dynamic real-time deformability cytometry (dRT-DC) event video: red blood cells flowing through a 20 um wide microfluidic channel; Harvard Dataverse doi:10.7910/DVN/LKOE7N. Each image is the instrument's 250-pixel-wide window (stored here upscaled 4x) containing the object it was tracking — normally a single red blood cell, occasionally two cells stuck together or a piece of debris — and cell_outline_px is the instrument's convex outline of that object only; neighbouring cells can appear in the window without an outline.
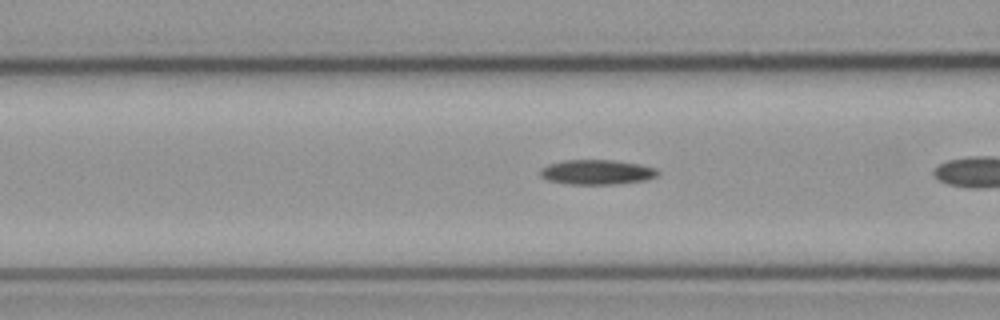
{"species": "common noctule bat (a hibernating species)", "species_latin": "Nyctalus noctula", "temperature_condition": "cold", "stored_images_in_passage": 8, "camera_frame_rate_fps": 3000, "um_per_image_px": 0.085, "animal": {"sex": "male", "body_mass_g": 23.1, "forearm_length_mm": 52.7}, "frame": {"image": 1, "passage_image": 6, "time_ms": 1.667, "image_size_px": [1000, 320], "cell_outline_px": [[660, 172], [656, 176], [644, 180], [616, 184], [568, 184], [548, 180], [540, 176], [540, 168], [548, 164], [564, 160], [612, 160], [640, 164], [656, 168]], "centroid_in_image_um": [50.71, 14.62], "position_along_channel_um": 115.9, "area_um2": 16.99}}